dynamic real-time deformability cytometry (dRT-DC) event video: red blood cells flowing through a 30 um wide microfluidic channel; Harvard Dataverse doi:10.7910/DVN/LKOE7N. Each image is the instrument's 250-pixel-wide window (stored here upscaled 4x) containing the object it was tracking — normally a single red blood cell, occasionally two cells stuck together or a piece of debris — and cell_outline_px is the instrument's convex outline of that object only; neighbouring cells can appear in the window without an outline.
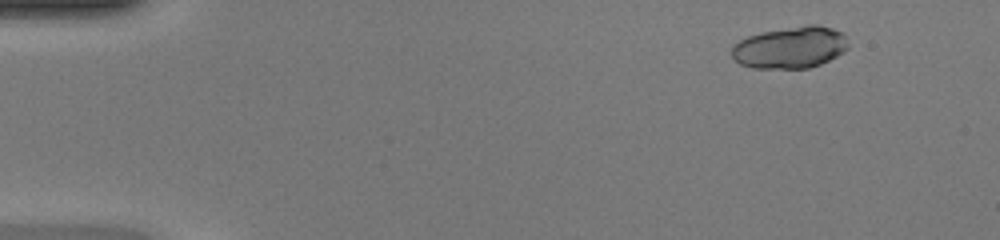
{"species": "common noctule bat (a hibernating species)", "species_latin": "Nyctalus noctula", "temperature_condition": "warm", "stored_images_in_passage": 49, "camera_frame_rate_fps": 3000, "um_per_image_px": 0.085, "animal": {"sex": "female", "body_mass_g": 20.0, "forearm_length_mm": 54.0}, "frame": {"image": 1, "passage_image": 6, "time_ms": 1.667, "image_size_px": [1000, 240], "cell_outline_px": [[848, 48], [844, 52], [820, 64], [808, 68], [752, 68], [740, 64], [732, 56], [732, 44], [748, 36], [760, 32], [804, 24], [816, 24], [832, 28], [840, 32], [844, 36], [848, 44]], "centroid_in_image_um": [67.16, 4.02], "position_along_channel_um": 17.8, "area_um2": 28.5}}